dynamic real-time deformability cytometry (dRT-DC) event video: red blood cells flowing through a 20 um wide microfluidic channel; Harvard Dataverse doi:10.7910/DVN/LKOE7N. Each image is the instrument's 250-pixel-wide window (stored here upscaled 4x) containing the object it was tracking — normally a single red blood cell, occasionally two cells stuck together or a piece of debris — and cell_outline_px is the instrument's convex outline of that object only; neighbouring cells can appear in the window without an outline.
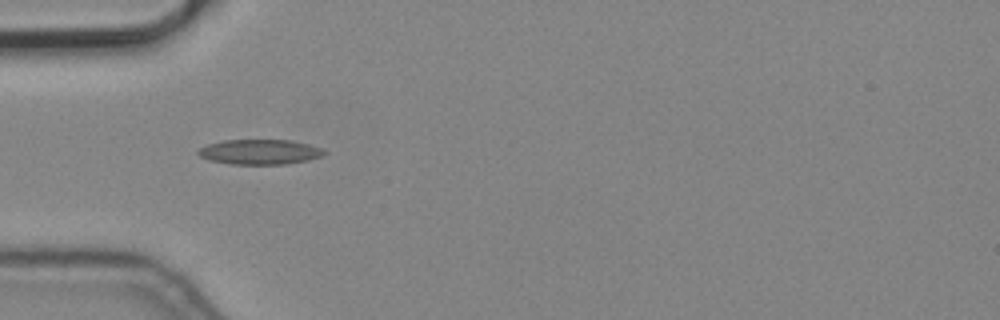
{"species": "common noctule bat (a hibernating species)", "species_latin": "Nyctalus noctula", "temperature_condition": "cold", "stored_images_in_passage": 2, "camera_frame_rate_fps": 3000, "um_per_image_px": 0.085, "animal": {"sex": "male", "body_mass_g": 19.2, "forearm_length_mm": 51.8}, "frame": {"image": 1, "passage_image": 1, "time_ms": 0.0, "image_size_px": [1000, 320], "cell_outline_px": [[328, 152], [324, 156], [308, 160], [284, 164], [232, 164], [208, 160], [200, 156], [196, 152], [200, 148], [208, 144], [224, 140], [292, 140], [324, 148]], "centroid_in_image_um": [22.13, 12.91], "position_along_channel_um": 62.9, "area_um2": 18.5}}